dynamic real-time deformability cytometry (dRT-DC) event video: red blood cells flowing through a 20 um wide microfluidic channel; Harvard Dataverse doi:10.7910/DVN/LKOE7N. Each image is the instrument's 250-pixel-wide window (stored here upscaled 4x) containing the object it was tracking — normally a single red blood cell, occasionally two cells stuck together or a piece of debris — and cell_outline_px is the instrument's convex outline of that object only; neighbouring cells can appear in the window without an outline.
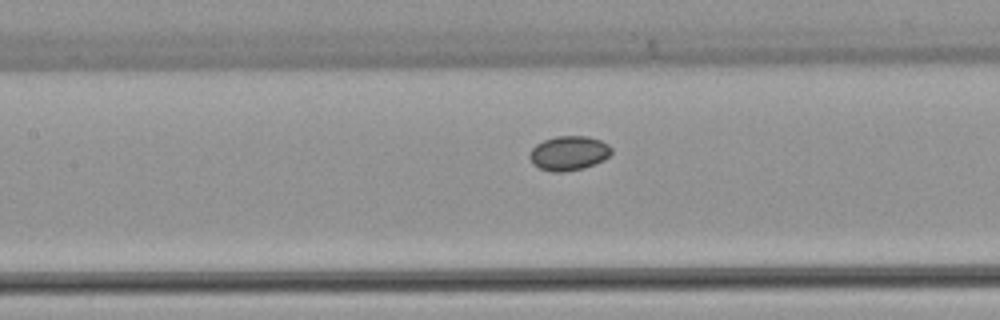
{"species": "common noctule bat (a hibernating species)", "species_latin": "Nyctalus noctula", "temperature_condition": "warm", "stored_images_in_passage": 29, "camera_frame_rate_fps": 3000, "um_per_image_px": 0.085, "animal": {"sex": "female", "body_mass_g": 22.7, "forearm_length_mm": 54.2}, "frame": {"image": 1, "passage_image": 13, "time_ms": 4.0, "image_size_px": [1000, 320], "cell_outline_px": [[612, 152], [604, 160], [584, 168], [564, 172], [552, 172], [540, 168], [532, 164], [528, 156], [532, 148], [536, 144], [544, 140], [556, 136], [588, 136], [600, 140], [608, 144], [612, 148]], "centroid_in_image_um": [48.34, 13.02], "position_along_channel_um": 159.1, "area_um2": 16.53}}
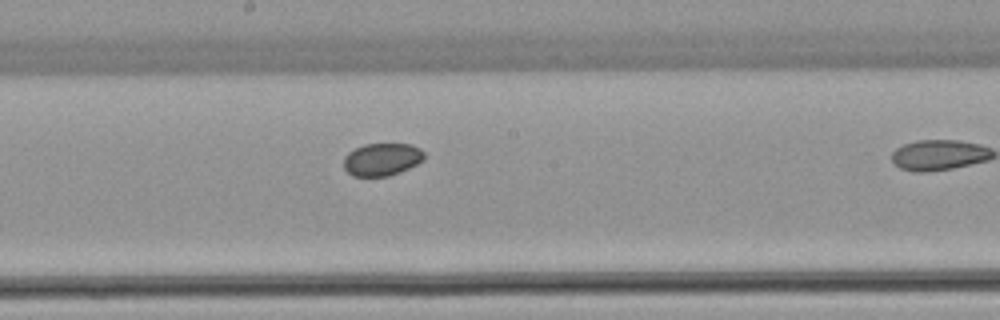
{"frame": {"image": 2, "passage_image": 17, "time_ms": 5.333, "image_size_px": [1000, 320], "cell_outline_px": [[424, 160], [400, 172], [388, 176], [352, 176], [344, 168], [344, 156], [348, 152], [364, 144], [412, 144], [420, 148], [424, 152]], "centroid_in_image_um": [32.47, 13.54], "position_along_channel_um": 215.7, "area_um2": 15.32}}